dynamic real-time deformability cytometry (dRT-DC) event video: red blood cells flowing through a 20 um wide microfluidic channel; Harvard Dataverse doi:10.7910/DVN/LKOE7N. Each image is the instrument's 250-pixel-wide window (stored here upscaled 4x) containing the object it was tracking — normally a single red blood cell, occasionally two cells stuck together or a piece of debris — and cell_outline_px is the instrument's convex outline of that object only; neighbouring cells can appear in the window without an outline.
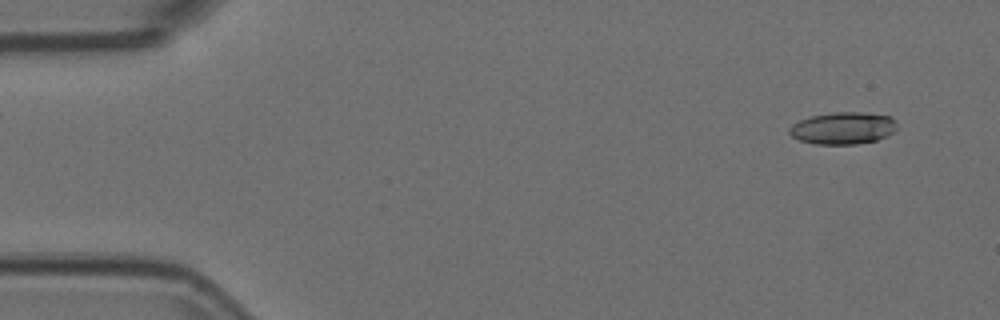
{"species": "Egyptian fruit bat (a non-hibernating species)", "species_latin": "Rousettus aegyptiacus", "temperature_condition": "room temperature", "stored_images_in_passage": 5, "camera_frame_rate_fps": 3000, "um_per_image_px": 0.085, "animal": {"sex": "female"}, "frame": {"image": 1, "passage_image": 1, "time_ms": 0.0, "image_size_px": [1000, 320], "cell_outline_px": [[896, 132], [876, 140], [856, 144], [816, 144], [800, 140], [792, 136], [788, 132], [788, 128], [792, 124], [800, 120], [812, 116], [836, 112], [860, 112], [892, 116], [896, 124]], "centroid_in_image_um": [71.67, 10.89], "position_along_channel_um": 13.3, "area_um2": 20.11}}
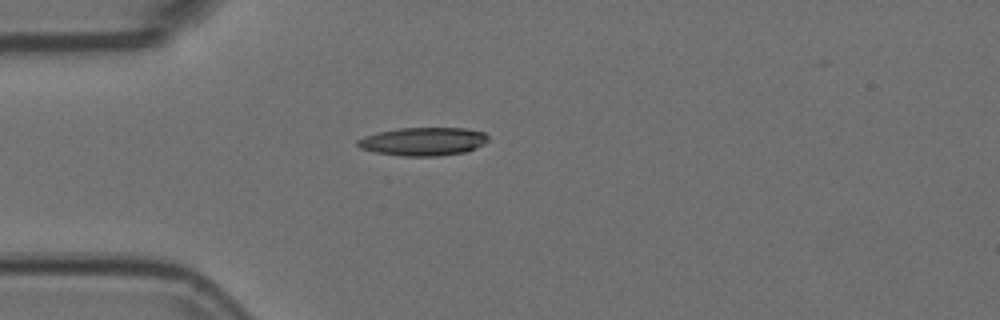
{"frame": {"image": 2, "passage_image": 4, "time_ms": 1.0, "image_size_px": [1000, 320], "cell_outline_px": [[488, 140], [484, 144], [476, 148], [464, 152], [436, 156], [404, 156], [376, 152], [360, 148], [356, 144], [356, 140], [364, 136], [380, 132], [400, 128], [464, 128], [484, 132], [488, 136]], "centroid_in_image_um": [35.98, 12.02], "position_along_channel_um": 49.0, "area_um2": 21.39}}